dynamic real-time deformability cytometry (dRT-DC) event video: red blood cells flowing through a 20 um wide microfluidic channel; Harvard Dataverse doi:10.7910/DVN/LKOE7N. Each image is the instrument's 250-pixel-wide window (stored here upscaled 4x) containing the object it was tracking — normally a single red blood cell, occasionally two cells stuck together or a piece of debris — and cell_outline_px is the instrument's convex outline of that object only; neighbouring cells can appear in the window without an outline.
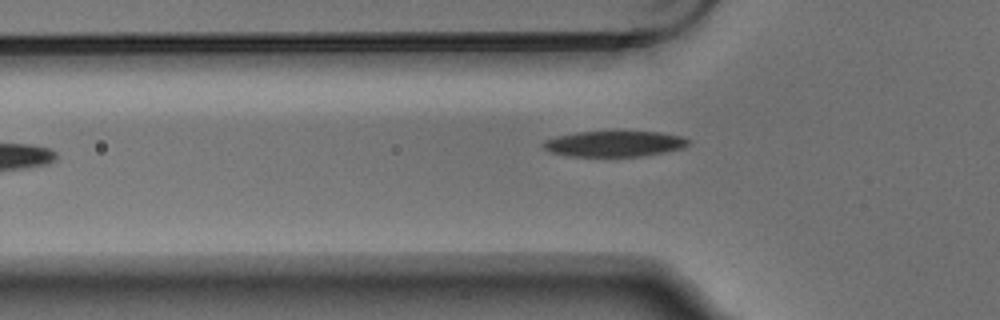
{"species": "Egyptian fruit bat (a non-hibernating species)", "species_latin": "Rousettus aegyptiacus", "temperature_condition": "warm", "stored_images_in_passage": 3, "camera_frame_rate_fps": 3000, "um_per_image_px": 0.085, "animal": {"sex": "male"}, "frame": {"image": 1, "passage_image": 3, "time_ms": 0.667, "image_size_px": [1000, 320], "cell_outline_px": [[692, 140], [684, 148], [664, 152], [640, 156], [568, 156], [548, 152], [540, 144], [544, 140], [556, 136], [576, 132], [660, 132], [684, 136]], "centroid_in_image_um": [52.21, 12.22], "position_along_channel_um": 73.6, "area_um2": 21.91}}